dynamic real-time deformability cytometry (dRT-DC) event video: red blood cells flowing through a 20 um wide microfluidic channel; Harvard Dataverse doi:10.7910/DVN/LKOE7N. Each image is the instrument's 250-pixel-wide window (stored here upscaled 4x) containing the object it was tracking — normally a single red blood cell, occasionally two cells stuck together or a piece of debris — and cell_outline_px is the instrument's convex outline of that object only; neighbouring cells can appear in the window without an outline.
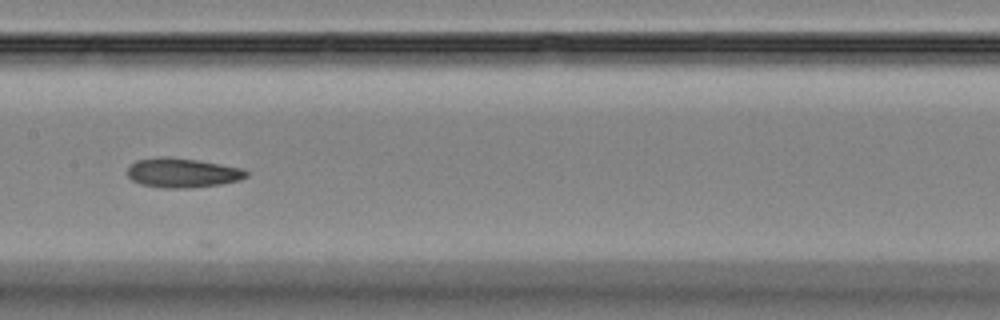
{"species": "Egyptian fruit bat (a non-hibernating species)", "species_latin": "Rousettus aegyptiacus", "temperature_condition": "room temperature", "stored_images_in_passage": 15, "camera_frame_rate_fps": 3000, "um_per_image_px": 0.085, "animal": {"sex": "female"}, "frame": {"image": 1, "passage_image": 11, "time_ms": 3.333, "image_size_px": [1000, 320], "cell_outline_px": [[248, 176], [240, 180], [220, 184], [192, 188], [164, 188], [140, 184], [132, 180], [128, 176], [128, 168], [136, 160], [160, 156], [168, 156], [196, 160], [220, 164], [240, 168], [248, 172]], "centroid_in_image_um": [15.49, 14.69], "position_along_channel_um": 191.9, "area_um2": 20.4}}
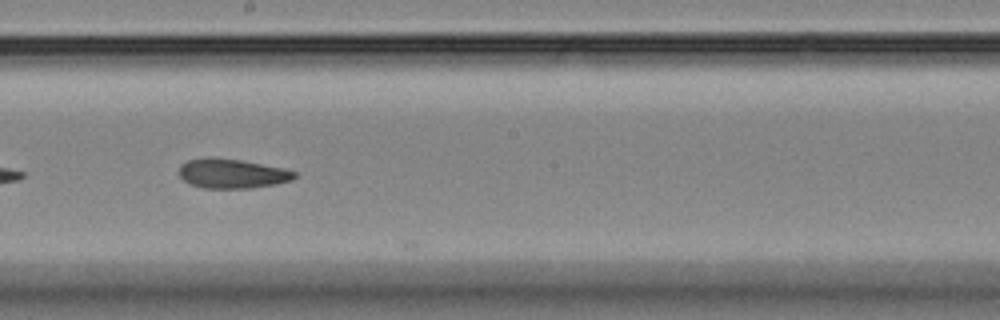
{"frame": {"image": 2, "passage_image": 14, "time_ms": 4.333, "image_size_px": [1000, 320], "cell_outline_px": [[296, 176], [292, 180], [276, 184], [252, 188], [204, 188], [188, 184], [180, 176], [180, 164], [188, 160], [208, 156], [240, 160], [284, 168], [296, 172]], "centroid_in_image_um": [19.71, 14.75], "position_along_channel_um": 228.5, "area_um2": 19.94}}